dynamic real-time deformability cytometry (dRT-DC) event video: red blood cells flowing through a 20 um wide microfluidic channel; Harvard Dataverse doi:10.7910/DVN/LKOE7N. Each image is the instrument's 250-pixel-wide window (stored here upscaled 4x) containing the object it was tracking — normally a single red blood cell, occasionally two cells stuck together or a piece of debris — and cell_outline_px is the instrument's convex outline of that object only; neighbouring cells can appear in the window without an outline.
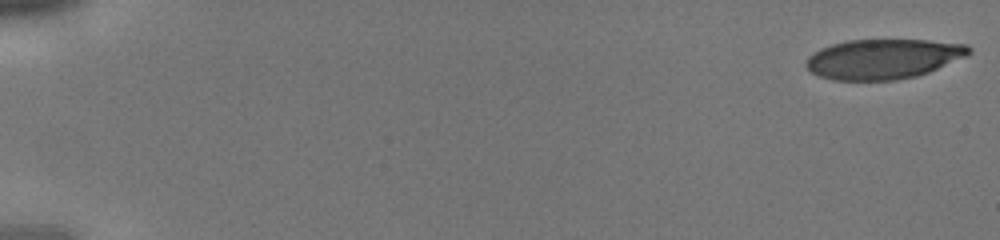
{"species": "human", "species_latin": "Homo sapiens", "temperature_condition": "cold", "stored_images_in_passage": 43, "camera_frame_rate_fps": 3000, "um_per_image_px": 0.085, "donor": {"sex": "male"}, "frame": {"image": 1, "passage_image": 1, "time_ms": 0.0, "image_size_px": [1000, 240], "cell_outline_px": [[972, 52], [968, 56], [928, 72], [916, 76], [896, 80], [832, 80], [820, 76], [812, 72], [804, 64], [804, 60], [808, 56], [820, 48], [832, 44], [848, 40], [928, 40], [968, 44], [972, 48]], "centroid_in_image_um": [75.09, 5.0], "position_along_channel_um": 9.9, "area_um2": 38.09}}
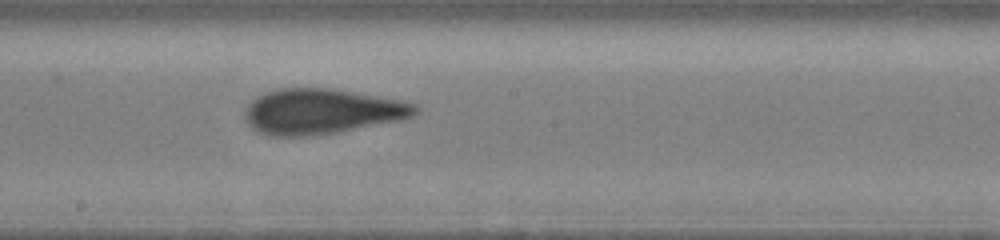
{"frame": {"image": 2, "passage_image": 25, "time_ms": 8.0, "image_size_px": [1000, 240], "cell_outline_px": [[420, 112], [416, 116], [400, 120], [340, 132], [312, 136], [268, 136], [256, 132], [248, 124], [244, 116], [244, 112], [252, 100], [268, 92], [280, 88], [332, 88], [396, 100], [416, 104], [420, 108]], "centroid_in_image_um": [27.35, 9.49], "position_along_channel_um": 220.9, "area_um2": 45.03}}
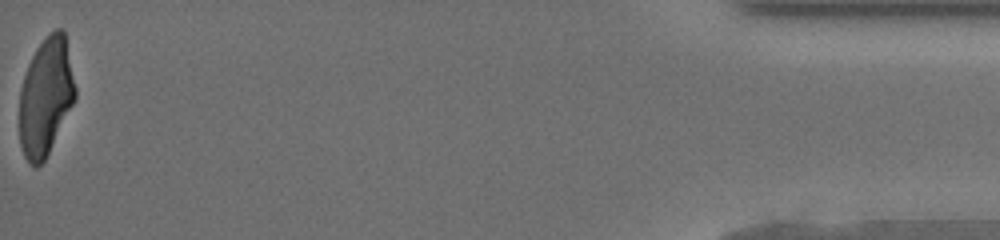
{"frame": {"image": 3, "passage_image": 43, "time_ms": 14.0, "image_size_px": [1000, 240], "cell_outline_px": [[76, 96], [44, 160], [36, 168], [28, 164], [24, 156], [20, 144], [20, 88], [28, 64], [36, 48], [48, 32], [56, 28], [64, 28], [76, 88]], "centroid_in_image_um": [3.88, 8.17], "position_along_channel_um": 431.3, "area_um2": 38.15}}